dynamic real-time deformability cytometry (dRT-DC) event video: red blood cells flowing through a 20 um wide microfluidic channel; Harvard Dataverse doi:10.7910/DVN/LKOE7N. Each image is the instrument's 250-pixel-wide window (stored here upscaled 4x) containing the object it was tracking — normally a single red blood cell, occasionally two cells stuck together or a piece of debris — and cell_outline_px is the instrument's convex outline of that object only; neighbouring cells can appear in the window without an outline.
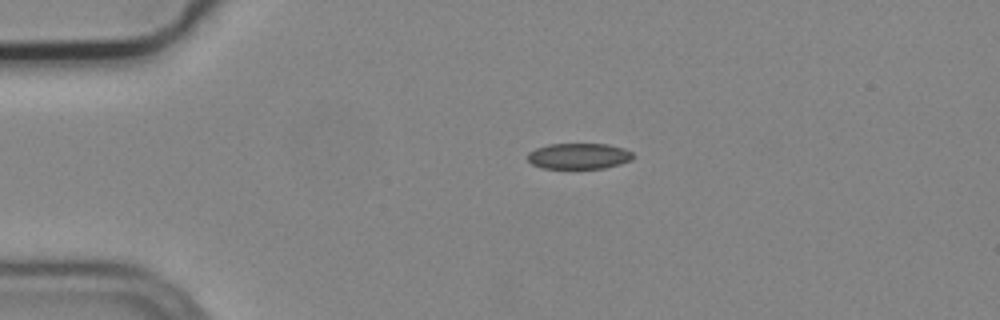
{"species": "common noctule bat (a hibernating species)", "species_latin": "Nyctalus noctula", "temperature_condition": "cold", "stored_images_in_passage": 2, "camera_frame_rate_fps": 3000, "um_per_image_px": 0.085, "animal": {"sex": "male", "body_mass_g": 19.2, "forearm_length_mm": 51.8}, "frame": {"image": 1, "passage_image": 1, "time_ms": 0.0, "image_size_px": [1000, 320], "cell_outline_px": [[636, 156], [632, 160], [620, 164], [604, 168], [540, 168], [532, 164], [528, 160], [528, 152], [536, 148], [548, 144], [608, 144], [624, 148], [632, 152]], "centroid_in_image_um": [49.22, 13.26], "position_along_channel_um": 35.8, "area_um2": 16.01}}